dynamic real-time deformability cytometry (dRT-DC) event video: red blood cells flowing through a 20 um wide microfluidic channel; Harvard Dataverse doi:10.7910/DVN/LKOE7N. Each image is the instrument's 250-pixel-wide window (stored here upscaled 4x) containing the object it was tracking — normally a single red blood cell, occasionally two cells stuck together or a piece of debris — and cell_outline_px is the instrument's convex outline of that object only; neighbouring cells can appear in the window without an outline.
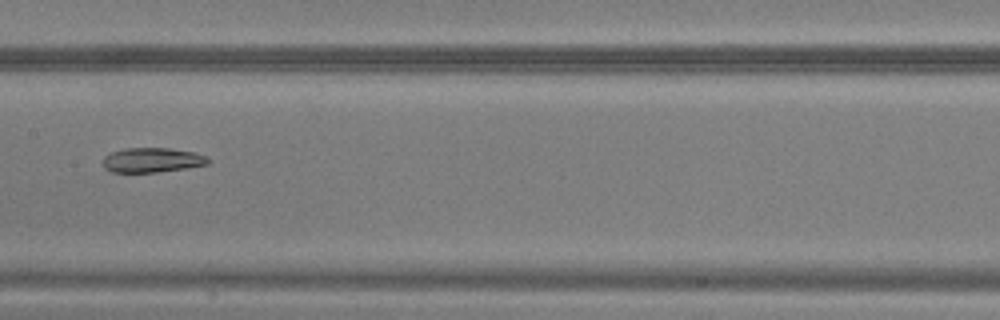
{"species": "common noctule bat (a hibernating species)", "species_latin": "Nyctalus noctula", "temperature_condition": "warm", "stored_images_in_passage": 32, "camera_frame_rate_fps": 3000, "um_per_image_px": 0.085, "animal": {"sex": "male", "body_mass_g": 20.5, "forearm_length_mm": 52.5}, "frame": {"image": 1, "passage_image": 10, "time_ms": 3.0, "image_size_px": [1000, 320], "cell_outline_px": [[212, 160], [208, 164], [184, 168], [156, 172], [112, 172], [104, 168], [104, 156], [112, 152], [124, 148], [168, 148], [196, 152], [208, 156]], "centroid_in_image_um": [12.97, 13.59], "position_along_channel_um": 194.4, "area_um2": 15.14}}